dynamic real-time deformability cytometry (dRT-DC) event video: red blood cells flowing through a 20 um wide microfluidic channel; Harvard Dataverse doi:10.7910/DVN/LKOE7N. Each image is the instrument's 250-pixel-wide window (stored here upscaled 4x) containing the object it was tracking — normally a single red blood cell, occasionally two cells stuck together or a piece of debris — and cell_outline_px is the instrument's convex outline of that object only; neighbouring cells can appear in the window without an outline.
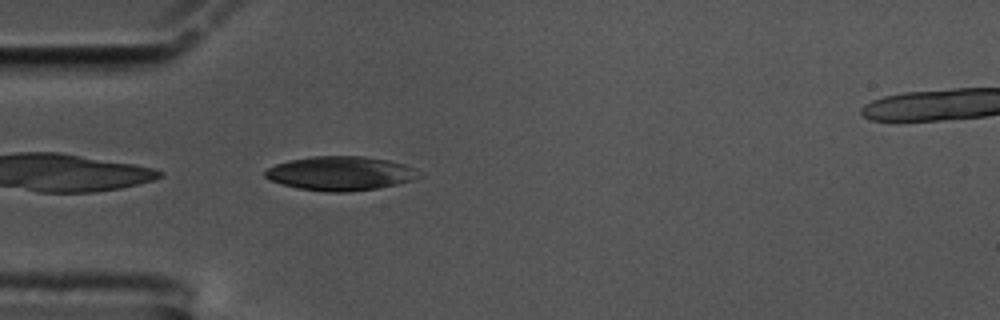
{"species": "common noctule bat (a hibernating species)", "species_latin": "Nyctalus noctula", "temperature_condition": "cold", "stored_images_in_passage": 9, "camera_frame_rate_fps": 3000, "um_per_image_px": 0.085, "animal": {"sex": "male", "body_mass_g": 17.5, "forearm_length_mm": 52.3}, "frame": {"image": 1, "passage_image": 1, "time_ms": 0.0, "image_size_px": [1000, 320], "cell_outline_px": [[424, 176], [412, 180], [396, 184], [376, 188], [348, 192], [328, 192], [300, 188], [280, 184], [268, 180], [264, 176], [264, 172], [268, 168], [276, 164], [288, 160], [312, 156], [364, 156], [388, 160], [404, 164], [416, 168]], "centroid_in_image_um": [28.94, 14.73], "position_along_channel_um": 56.1, "area_um2": 30.75}}